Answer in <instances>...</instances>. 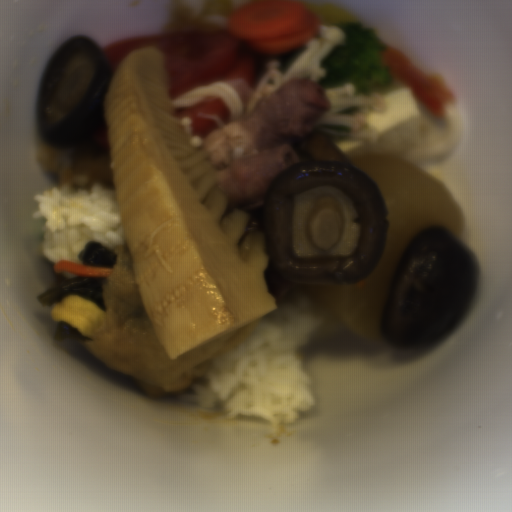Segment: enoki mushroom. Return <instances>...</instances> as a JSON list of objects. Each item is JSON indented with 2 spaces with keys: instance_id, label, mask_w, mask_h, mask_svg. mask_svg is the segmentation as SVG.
Returning a JSON list of instances; mask_svg holds the SVG:
<instances>
[{
  "instance_id": "cea9216a",
  "label": "enoki mushroom",
  "mask_w": 512,
  "mask_h": 512,
  "mask_svg": "<svg viewBox=\"0 0 512 512\" xmlns=\"http://www.w3.org/2000/svg\"><path fill=\"white\" fill-rule=\"evenodd\" d=\"M346 32L337 24L320 25L319 38H311L287 72H281L280 61L268 64L256 89L242 82L217 81L200 85L180 98L170 99L174 109L205 103L211 98L223 102L229 113L227 121L242 119L259 102L269 98L276 88L290 78L323 79L326 70L322 60L328 50L343 43Z\"/></svg>"
},
{
  "instance_id": "6df1b440",
  "label": "enoki mushroom",
  "mask_w": 512,
  "mask_h": 512,
  "mask_svg": "<svg viewBox=\"0 0 512 512\" xmlns=\"http://www.w3.org/2000/svg\"><path fill=\"white\" fill-rule=\"evenodd\" d=\"M331 110L325 114L314 132L325 134L330 140L342 143L365 144L377 147L375 129H363L367 116L387 111L390 103L378 92L360 95L355 83L321 89Z\"/></svg>"
},
{
  "instance_id": "6f350940",
  "label": "enoki mushroom",
  "mask_w": 512,
  "mask_h": 512,
  "mask_svg": "<svg viewBox=\"0 0 512 512\" xmlns=\"http://www.w3.org/2000/svg\"><path fill=\"white\" fill-rule=\"evenodd\" d=\"M178 120L184 128L189 142L199 152L200 149L202 148V146L204 145V143L206 142V140L209 138L198 136L195 133V131L192 129V126H191V119H188L185 117V118L178 119Z\"/></svg>"
}]
</instances>
